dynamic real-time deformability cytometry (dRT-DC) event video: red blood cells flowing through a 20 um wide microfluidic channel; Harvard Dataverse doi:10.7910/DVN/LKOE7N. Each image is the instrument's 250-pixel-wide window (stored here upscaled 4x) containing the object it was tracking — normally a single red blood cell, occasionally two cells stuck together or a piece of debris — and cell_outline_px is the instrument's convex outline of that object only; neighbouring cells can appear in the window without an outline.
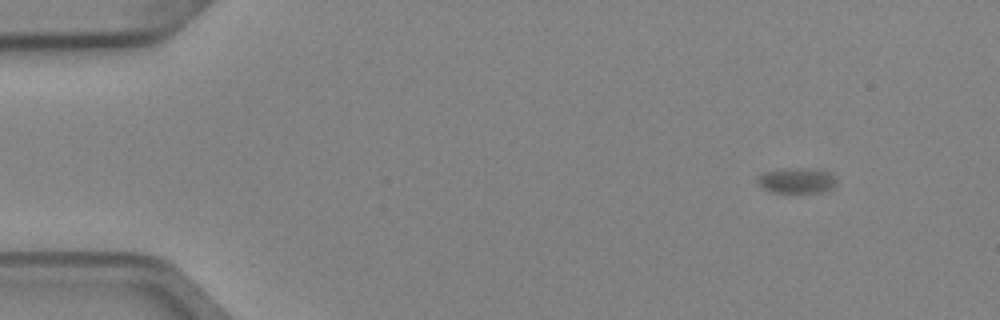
{"species": "Egyptian fruit bat (a non-hibernating species)", "species_latin": "Rousettus aegyptiacus", "temperature_condition": "cold", "stored_images_in_passage": 5, "segment_of_instrument_passage": [1, 2], "camera_frame_rate_fps": 3000, "um_per_image_px": 0.085, "animal": {"sex": "female"}, "frame": {"image": 1, "passage_image": 1, "time_ms": 0.0, "image_size_px": [1000, 320], "cell_outline_px": [[836, 184], [828, 192], [772, 192], [756, 184], [756, 176], [764, 172], [828, 172], [836, 176]], "centroid_in_image_um": [67.72, 15.45], "position_along_channel_um": 17.3, "area_um2": 10.64}}